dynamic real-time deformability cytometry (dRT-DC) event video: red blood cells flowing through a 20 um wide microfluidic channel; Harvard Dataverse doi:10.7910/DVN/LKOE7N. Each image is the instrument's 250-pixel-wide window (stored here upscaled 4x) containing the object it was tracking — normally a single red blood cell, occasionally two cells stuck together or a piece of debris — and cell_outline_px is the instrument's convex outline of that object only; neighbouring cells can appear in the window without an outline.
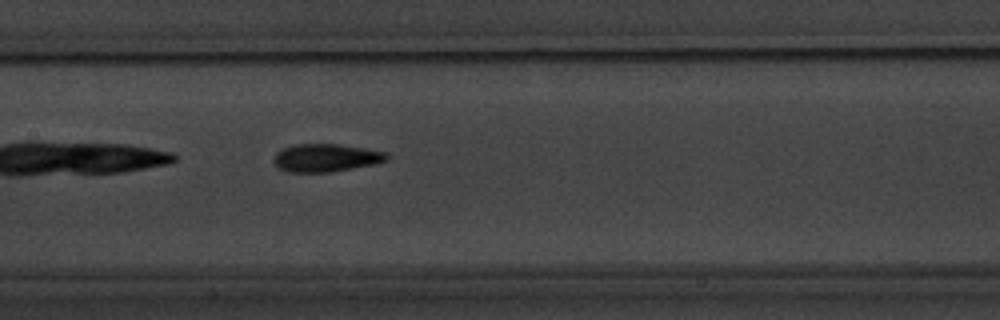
{"species": "common noctule bat (a hibernating species)", "species_latin": "Nyctalus noctula", "temperature_condition": "warm", "stored_images_in_passage": 8, "camera_frame_rate_fps": 3000, "um_per_image_px": 0.085, "animal": {"sex": "male", "body_mass_g": 20.1, "forearm_length_mm": 53.5}, "frame": {"image": 1, "passage_image": 8, "time_ms": 9.667, "image_size_px": [1000, 320], "cell_outline_px": [[388, 160], [376, 164], [332, 172], [284, 172], [276, 168], [272, 160], [276, 152], [280, 148], [296, 144], [340, 144], [364, 148], [384, 152], [388, 156]], "centroid_in_image_um": [27.63, 13.42], "position_along_channel_um": 179.8, "area_um2": 18.73}}